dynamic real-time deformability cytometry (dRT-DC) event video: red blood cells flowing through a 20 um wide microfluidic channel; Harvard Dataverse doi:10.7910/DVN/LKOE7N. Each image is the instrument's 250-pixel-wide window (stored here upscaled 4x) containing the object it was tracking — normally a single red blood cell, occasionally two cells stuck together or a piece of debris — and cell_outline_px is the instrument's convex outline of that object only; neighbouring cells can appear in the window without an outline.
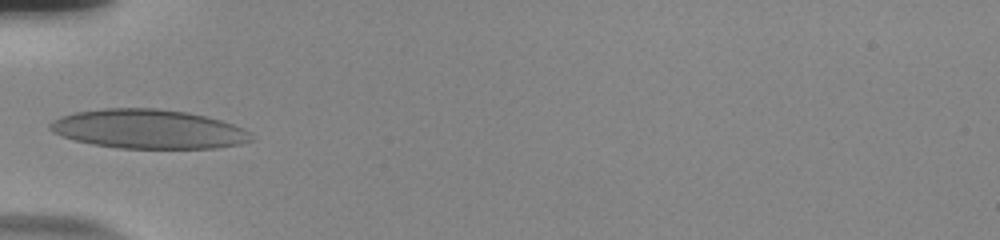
{"species": "human", "species_latin": "Homo sapiens", "temperature_condition": "room temperature", "stored_images_in_passage": 3, "camera_frame_rate_fps": 3000, "um_per_image_px": 0.085, "donor": {"sex": "male"}, "frame": {"image": 1, "passage_image": 1, "time_ms": 0.0, "image_size_px": [1000, 240], "cell_outline_px": [[252, 140], [240, 144], [216, 148], [120, 148], [92, 144], [76, 140], [64, 136], [48, 128], [48, 124], [52, 120], [60, 116], [76, 112], [104, 108], [156, 108], [184, 112], [204, 116], [220, 120], [232, 124], [248, 132]], "centroid_in_image_um": [12.58, 10.97], "position_along_channel_um": 72.4, "area_um2": 45.43}}